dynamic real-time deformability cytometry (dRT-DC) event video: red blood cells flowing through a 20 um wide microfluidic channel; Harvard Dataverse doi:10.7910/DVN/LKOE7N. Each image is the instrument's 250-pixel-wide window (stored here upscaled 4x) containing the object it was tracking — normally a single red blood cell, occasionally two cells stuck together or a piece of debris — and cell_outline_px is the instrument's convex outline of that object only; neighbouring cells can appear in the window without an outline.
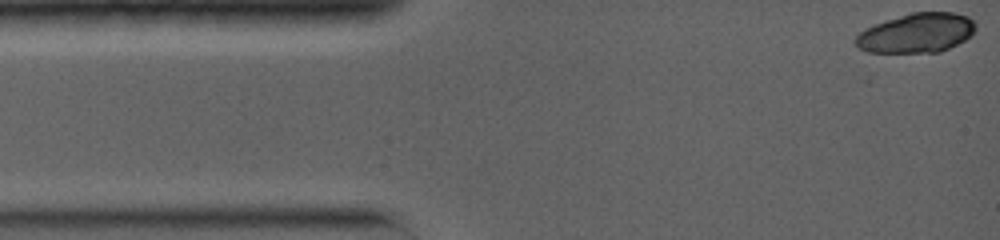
{"species": "common noctule bat (a hibernating species)", "species_latin": "Nyctalus noctula", "temperature_condition": "warm", "stored_images_in_passage": 12, "camera_frame_rate_fps": 5000, "um_per_image_px": 0.085, "animal": {"sex": "female", "body_mass_g": 19.0, "forearm_length_mm": 56.7}, "frame": {"image": 1, "passage_image": 1, "time_ms": 0.0, "image_size_px": [1000, 240], "cell_outline_px": [[976, 28], [964, 40], [940, 52], [868, 52], [856, 48], [852, 40], [860, 32], [876, 24], [912, 12], [956, 12], [968, 16], [976, 24]], "centroid_in_image_um": [77.89, 2.81], "position_along_channel_um": 7.1, "area_um2": 27.4}}